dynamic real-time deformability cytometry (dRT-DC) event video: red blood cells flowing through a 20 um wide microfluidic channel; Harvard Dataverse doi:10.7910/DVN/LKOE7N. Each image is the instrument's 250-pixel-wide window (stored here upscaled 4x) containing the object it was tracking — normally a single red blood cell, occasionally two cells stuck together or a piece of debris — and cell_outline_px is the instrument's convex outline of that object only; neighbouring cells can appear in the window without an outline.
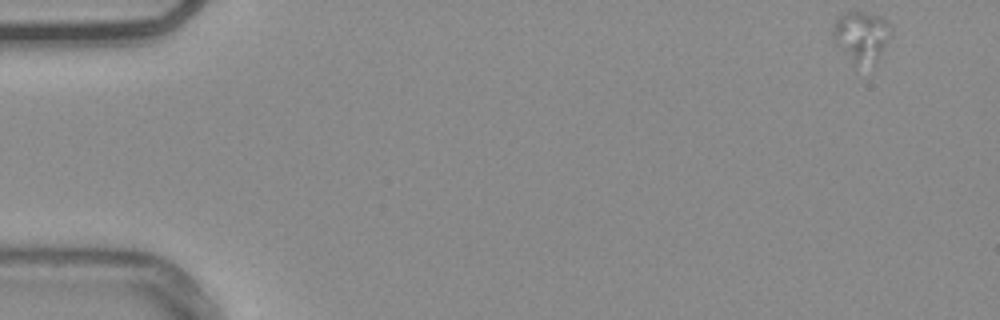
{"species": "common noctule bat (a hibernating species)", "species_latin": "Nyctalus noctula", "temperature_condition": "warm", "stored_images_in_passage": 11, "camera_frame_rate_fps": 3000, "um_per_image_px": 0.085, "animal": {"sex": "male", "body_mass_g": 20.4}, "frame": {"image": 1, "passage_image": 1, "time_ms": 0.0, "image_size_px": [1000, 320], "cell_outline_px": [[892, 32], [880, 56], [876, 60], [856, 64], [832, 40], [832, 28], [836, 16], [844, 12], [864, 12], [880, 16], [888, 20], [892, 28]], "centroid_in_image_um": [73.21, 3.0], "position_along_channel_um": 11.8, "area_um2": 16.94}}